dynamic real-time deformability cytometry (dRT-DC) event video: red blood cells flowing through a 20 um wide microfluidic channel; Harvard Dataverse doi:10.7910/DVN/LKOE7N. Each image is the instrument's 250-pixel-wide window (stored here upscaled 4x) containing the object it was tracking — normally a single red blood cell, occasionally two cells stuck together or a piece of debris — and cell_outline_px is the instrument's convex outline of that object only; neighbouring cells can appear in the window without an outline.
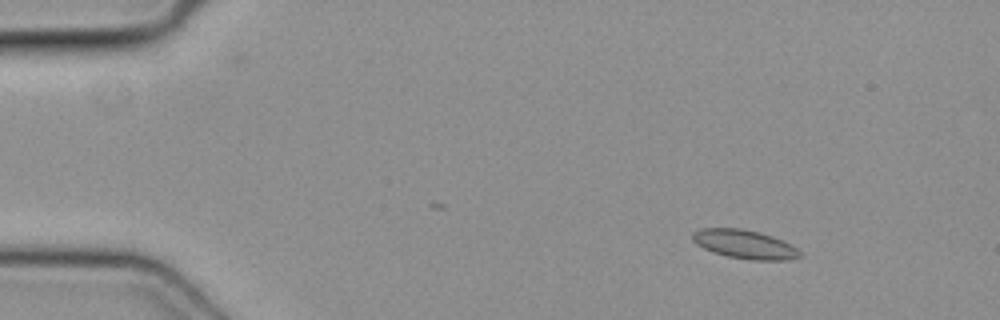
{"species": "common noctule bat (a hibernating species)", "species_latin": "Nyctalus noctula", "temperature_condition": "cold", "stored_images_in_passage": 38, "camera_frame_rate_fps": 3000, "um_per_image_px": 0.085, "animal": {"sex": "female", "body_mass_g": 19.3, "forearm_length_mm": 54.1}, "frame": {"image": 1, "passage_image": 3, "time_ms": 0.667, "image_size_px": [1000, 320], "cell_outline_px": [[804, 256], [788, 260], [748, 260], [728, 256], [712, 252], [696, 244], [692, 240], [692, 232], [700, 228], [740, 228], [760, 232], [784, 240], [792, 244]], "centroid_in_image_um": [63.31, 20.76], "position_along_channel_um": 21.7, "area_um2": 18.26}}
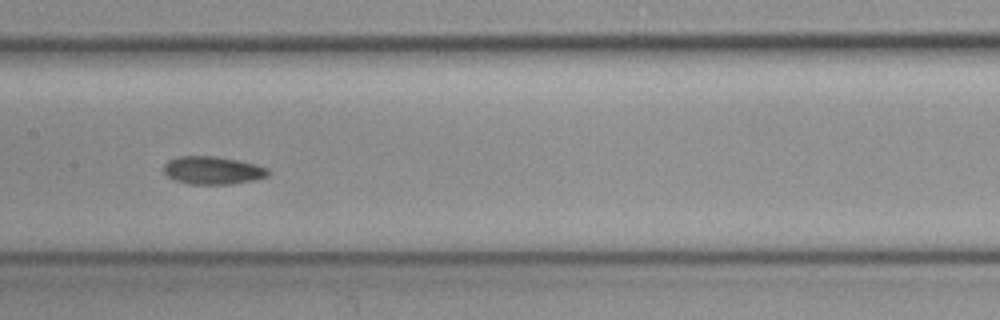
{"frame": {"image": 2, "passage_image": 22, "time_ms": 7.0, "image_size_px": [1000, 320], "cell_outline_px": [[272, 172], [268, 176], [256, 180], [232, 184], [188, 184], [176, 180], [168, 176], [164, 172], [164, 164], [168, 160], [176, 156], [216, 156], [256, 164], [268, 168]], "centroid_in_image_um": [18.11, 14.48], "position_along_channel_um": 189.3, "area_um2": 17.17}}
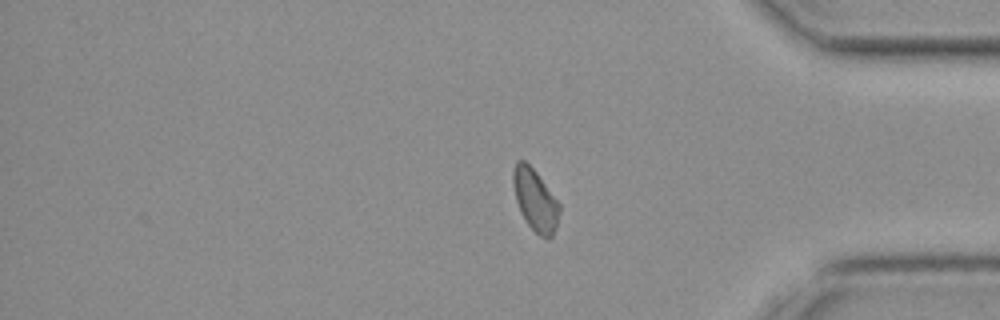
{"frame": {"image": 3, "passage_image": 38, "time_ms": 12.333, "image_size_px": [1000, 320], "cell_outline_px": [[560, 212], [556, 228], [552, 236], [548, 240], [540, 236], [528, 224], [520, 212], [516, 200], [512, 184], [512, 172], [516, 160], [524, 160], [536, 172], [560, 204]], "centroid_in_image_um": [45.48, 17.01], "position_along_channel_um": 389.7, "area_um2": 16.7}}